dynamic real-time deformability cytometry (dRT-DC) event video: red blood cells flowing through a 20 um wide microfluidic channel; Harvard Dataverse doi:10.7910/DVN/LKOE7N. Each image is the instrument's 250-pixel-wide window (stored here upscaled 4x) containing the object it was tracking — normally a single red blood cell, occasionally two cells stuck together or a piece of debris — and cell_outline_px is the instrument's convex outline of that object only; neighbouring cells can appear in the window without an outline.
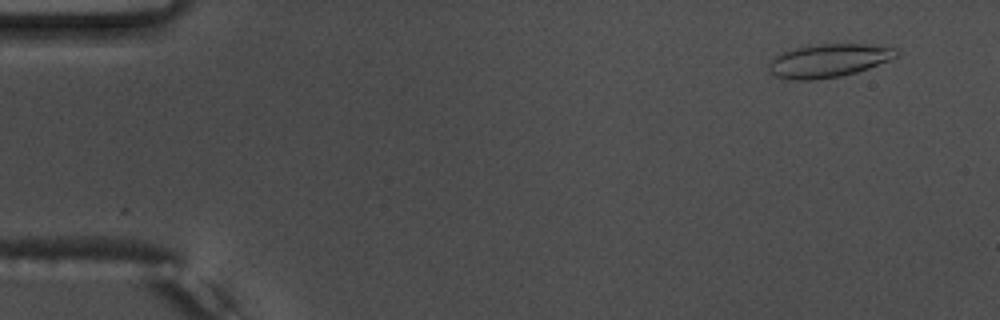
{"species": "common noctule bat (a hibernating species)", "species_latin": "Nyctalus noctula", "temperature_condition": "warm", "stored_images_in_passage": 55, "camera_frame_rate_fps": 3000, "um_per_image_px": 0.085, "animal": {"sex": "male", "body_mass_g": 17.5, "forearm_length_mm": 52.3}, "frame": {"image": 1, "passage_image": 4, "time_ms": 1.0, "image_size_px": [1000, 320], "cell_outline_px": [[900, 52], [896, 56], [888, 60], [868, 68], [856, 72], [840, 76], [816, 80], [788, 80], [776, 76], [768, 72], [768, 64], [776, 56], [784, 52], [796, 48], [812, 44], [868, 44], [896, 48]], "centroid_in_image_um": [70.4, 5.16], "position_along_channel_um": 14.6, "area_um2": 24.74}}
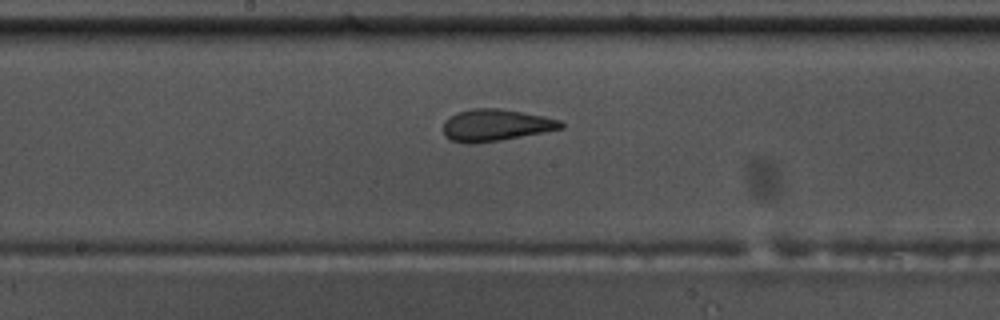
{"frame": {"image": 2, "passage_image": 29, "time_ms": 9.333, "image_size_px": [1000, 320], "cell_outline_px": [[564, 128], [544, 132], [500, 140], [468, 144], [452, 140], [444, 136], [444, 120], [456, 112], [472, 108], [500, 108], [544, 116], [560, 120], [564, 124]], "centroid_in_image_um": [42.12, 10.63], "position_along_channel_um": 206.1, "area_um2": 21.85}}
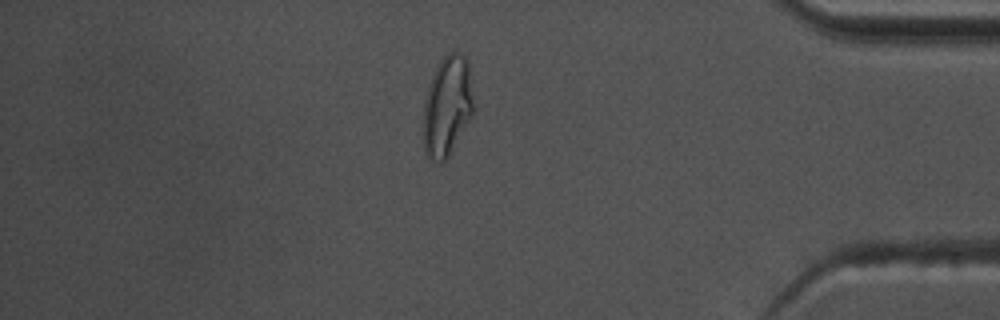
{"frame": {"image": 3, "passage_image": 47, "time_ms": 15.333, "image_size_px": [1000, 320], "cell_outline_px": [[472, 116], [448, 156], [440, 164], [432, 160], [428, 156], [424, 148], [424, 104], [428, 88], [432, 76], [440, 60], [448, 52], [456, 52], [464, 56], [468, 64], [472, 100]], "centroid_in_image_um": [38.0, 9.03], "position_along_channel_um": 397.2, "area_um2": 28.61}, "authors_computed_cell_mechanics": {"area_um2": 23.2356, "velocity_mm_per_s": 3.7104, "shape_relaxation_time_tau1_ms": 8.6735, "shape_relaxation_time_tau2_ms": 1.5273, "deformation_change_tau1": 0.2178, "deformation_change_tau2": 0.0875}}